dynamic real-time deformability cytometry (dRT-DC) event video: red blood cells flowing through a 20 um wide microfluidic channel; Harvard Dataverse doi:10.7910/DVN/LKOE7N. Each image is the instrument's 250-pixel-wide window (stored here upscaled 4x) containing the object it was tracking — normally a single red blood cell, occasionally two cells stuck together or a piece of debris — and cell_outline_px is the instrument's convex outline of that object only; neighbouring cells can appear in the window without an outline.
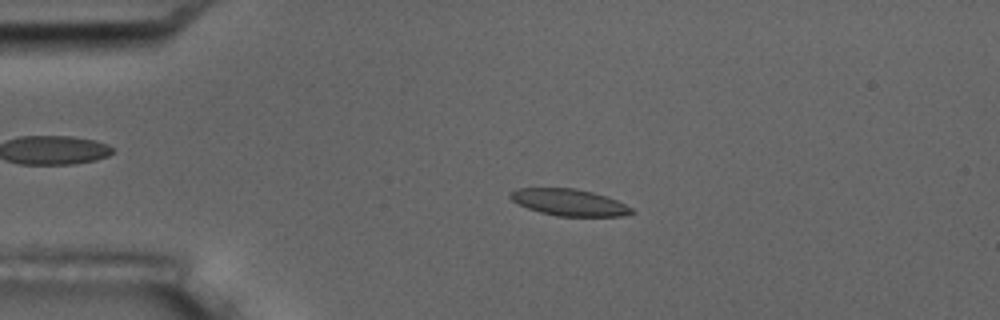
{"species": "common noctule bat (a hibernating species)", "species_latin": "Nyctalus noctula", "temperature_condition": "room temperature", "stored_images_in_passage": 5, "camera_frame_rate_fps": 3000, "um_per_image_px": 0.085, "animal": {"sex": "male", "body_mass_g": 17.5, "forearm_length_mm": 52.3}, "frame": {"image": 1, "passage_image": 4, "time_ms": 3.333, "image_size_px": [1000, 320], "cell_outline_px": [[636, 212], [624, 216], [556, 216], [540, 212], [528, 208], [512, 200], [508, 196], [508, 192], [516, 188], [576, 188], [592, 192], [616, 200], [632, 208]], "centroid_in_image_um": [48.35, 17.2], "position_along_channel_um": 36.6, "area_um2": 18.84}}